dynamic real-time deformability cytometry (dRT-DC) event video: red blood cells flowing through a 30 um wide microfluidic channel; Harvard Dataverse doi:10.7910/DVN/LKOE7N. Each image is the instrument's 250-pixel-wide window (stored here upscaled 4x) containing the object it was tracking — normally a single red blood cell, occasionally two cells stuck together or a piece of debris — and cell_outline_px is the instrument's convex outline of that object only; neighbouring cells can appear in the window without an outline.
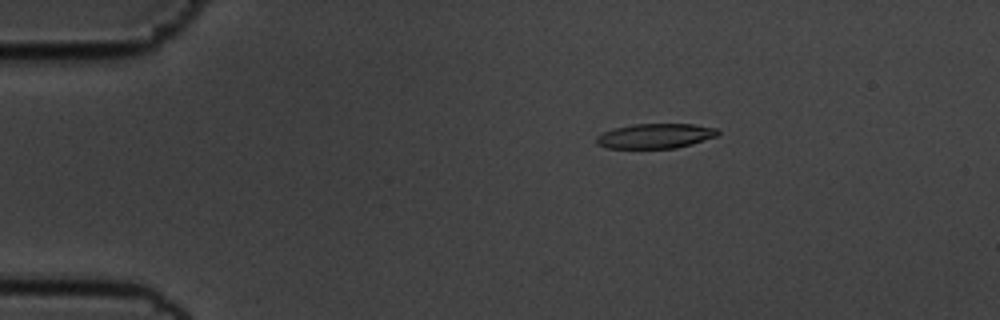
{"species": "common noctule bat (a hibernating species)", "species_latin": "Nyctalus noctula", "temperature_condition": "cold", "stored_images_in_passage": 56, "camera_frame_rate_fps": 3000, "um_per_image_px": 0.085, "animal": {"sex": "male", "body_mass_g": 19.5, "forearm_length_mm": 54.6}, "frame": {"image": 1, "passage_image": 10, "time_ms": 3.0, "image_size_px": [1000, 320], "cell_outline_px": [[720, 132], [716, 136], [692, 144], [676, 148], [608, 148], [596, 144], [596, 136], [612, 128], [632, 124], [696, 124], [716, 128]], "centroid_in_image_um": [55.69, 11.55], "position_along_channel_um": 29.3, "area_um2": 17.63}}
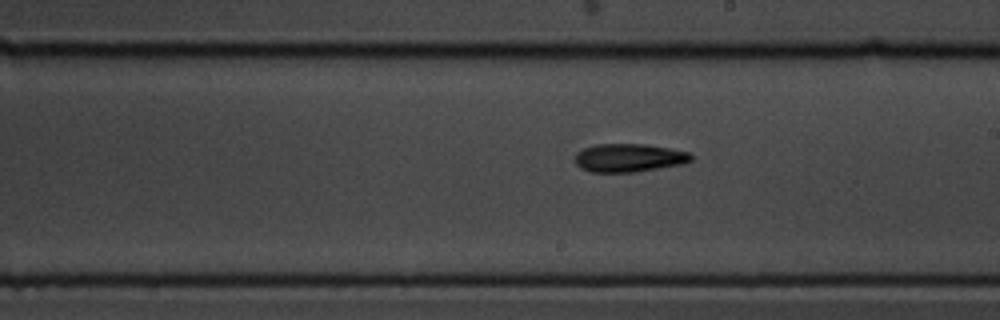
{"frame": {"image": 2, "passage_image": 32, "time_ms": 10.333, "image_size_px": [1000, 320], "cell_outline_px": [[692, 160], [684, 164], [632, 172], [588, 172], [580, 168], [576, 164], [576, 152], [584, 148], [596, 144], [644, 144], [692, 152]], "centroid_in_image_um": [53.46, 13.41], "position_along_channel_um": 235.5, "area_um2": 19.19}}
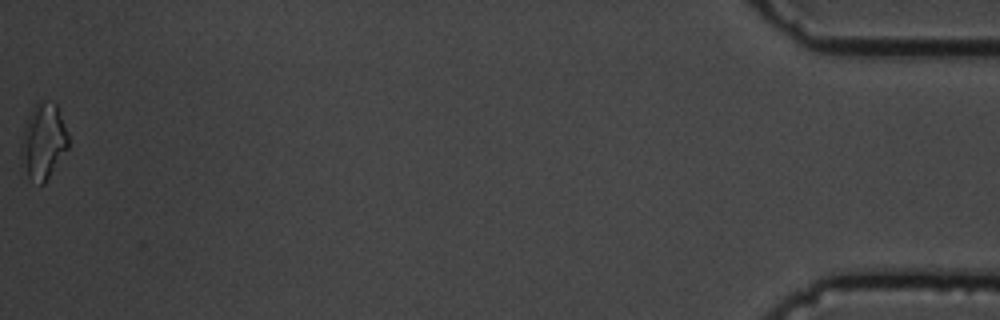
{"frame": {"image": 3, "passage_image": 56, "time_ms": 18.333, "image_size_px": [1000, 320], "cell_outline_px": [[68, 148], [44, 184], [40, 184], [28, 176], [20, 156], [20, 144], [24, 128], [28, 116], [36, 104], [40, 100], [52, 100], [56, 104], [68, 132]], "centroid_in_image_um": [3.69, 11.98], "position_along_channel_um": 431.5, "area_um2": 20.69}, "authors_computed_cell_mechanics": {"area_um2": 18.3226, "velocity_mm_per_s": 3.6057, "shape_relaxation_time_tau1_ms": 4.5545, "shape_relaxation_time_tau2_ms": 8.2618, "deformation_change_tau1": 0.1173, "deformation_change_tau2": 0.219}}